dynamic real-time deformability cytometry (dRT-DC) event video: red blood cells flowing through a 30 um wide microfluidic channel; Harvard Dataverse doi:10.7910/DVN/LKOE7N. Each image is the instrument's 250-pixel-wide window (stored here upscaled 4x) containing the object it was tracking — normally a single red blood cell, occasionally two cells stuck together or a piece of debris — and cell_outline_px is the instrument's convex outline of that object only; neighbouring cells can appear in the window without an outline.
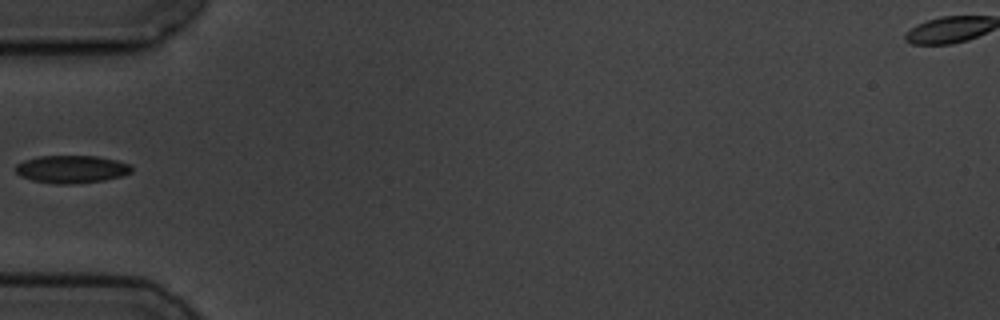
{"species": "common noctule bat (a hibernating species)", "species_latin": "Nyctalus noctula", "temperature_condition": "cold", "stored_images_in_passage": 4, "camera_frame_rate_fps": 3000, "um_per_image_px": 0.085, "animal": {"sex": "male", "body_mass_g": 19.5, "forearm_length_mm": 54.6}, "frame": {"image": 1, "passage_image": 3, "time_ms": 2.667, "image_size_px": [1000, 320], "cell_outline_px": [[132, 172], [124, 176], [104, 180], [72, 184], [56, 184], [32, 180], [20, 176], [16, 172], [16, 164], [24, 160], [40, 156], [96, 156], [116, 160], [128, 164], [132, 168]], "centroid_in_image_um": [6.09, 14.38], "position_along_channel_um": 78.9, "area_um2": 18.73}}
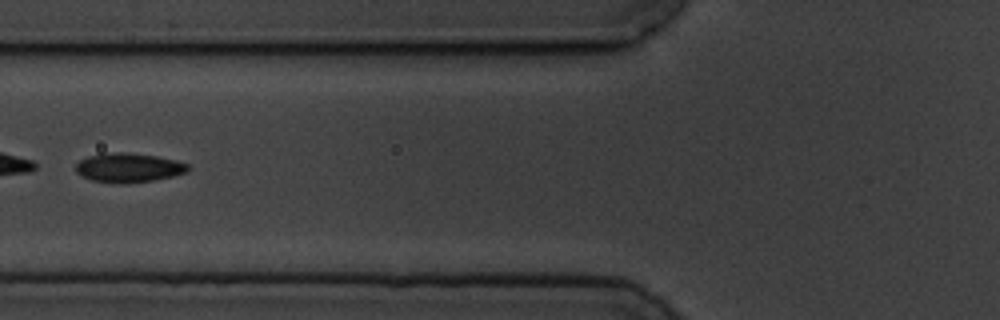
{"frame": {"image": 2, "passage_image": 4, "time_ms": 3.667, "image_size_px": [1000, 320], "cell_outline_px": [[188, 172], [172, 176], [152, 180], [128, 184], [124, 184], [92, 180], [80, 176], [76, 172], [76, 164], [80, 160], [88, 156], [100, 152], [124, 152], [156, 156], [176, 160], [188, 164]], "centroid_in_image_um": [10.89, 14.24], "position_along_channel_um": 114.9, "area_um2": 19.25}}